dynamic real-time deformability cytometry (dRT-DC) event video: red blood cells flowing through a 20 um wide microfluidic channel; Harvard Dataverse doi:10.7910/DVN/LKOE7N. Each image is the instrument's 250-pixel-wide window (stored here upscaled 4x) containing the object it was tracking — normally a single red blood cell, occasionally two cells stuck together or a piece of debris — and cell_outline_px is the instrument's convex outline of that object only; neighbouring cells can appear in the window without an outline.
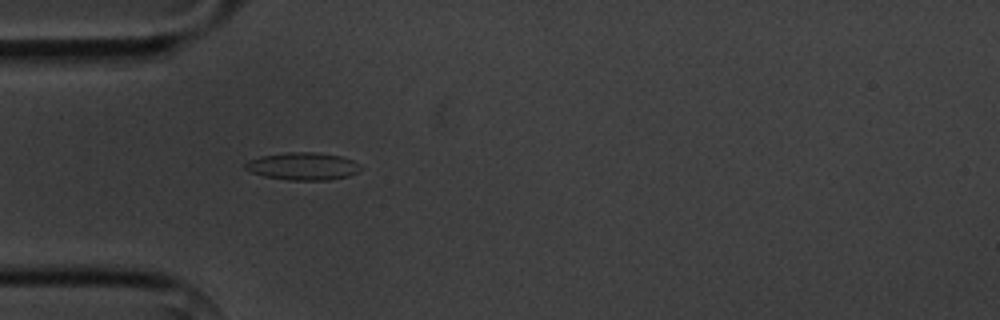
{"species": "common noctule bat (a hibernating species)", "species_latin": "Nyctalus noctula", "temperature_condition": "cold", "stored_images_in_passage": 5, "camera_frame_rate_fps": 3000, "um_per_image_px": 0.085, "animal": {"sex": "male", "body_mass_g": 20.1, "forearm_length_mm": 53.5}, "frame": {"image": 1, "passage_image": 5, "time_ms": 4.667, "image_size_px": [1000, 320], "cell_outline_px": [[364, 168], [348, 176], [328, 180], [288, 180], [264, 176], [252, 172], [244, 168], [244, 164], [248, 160], [260, 156], [288, 152], [316, 152], [344, 156], [360, 164]], "centroid_in_image_um": [25.76, 14.12], "position_along_channel_um": 59.2, "area_um2": 18.67}}